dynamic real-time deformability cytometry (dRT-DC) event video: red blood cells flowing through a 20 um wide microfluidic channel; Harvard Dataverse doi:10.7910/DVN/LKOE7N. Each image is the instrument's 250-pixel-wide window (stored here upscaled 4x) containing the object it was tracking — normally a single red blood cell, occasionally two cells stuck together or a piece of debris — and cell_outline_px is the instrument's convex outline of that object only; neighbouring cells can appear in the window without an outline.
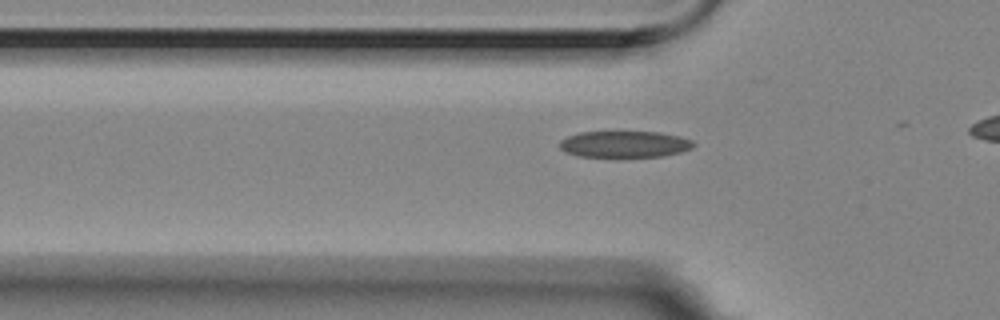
{"species": "Egyptian fruit bat (a non-hibernating species)", "species_latin": "Rousettus aegyptiacus", "temperature_condition": "room temperature", "stored_images_in_passage": 10, "camera_frame_rate_fps": 3000, "um_per_image_px": 0.085, "animal": {"sex": "female"}, "frame": {"image": 1, "passage_image": 6, "time_ms": 1.667, "image_size_px": [1000, 320], "cell_outline_px": [[696, 144], [692, 148], [680, 152], [660, 156], [580, 156], [564, 152], [560, 148], [560, 140], [568, 136], [580, 132], [660, 132], [680, 136], [692, 140]], "centroid_in_image_um": [53.1, 12.24], "position_along_channel_um": 72.7, "area_um2": 20.46}}